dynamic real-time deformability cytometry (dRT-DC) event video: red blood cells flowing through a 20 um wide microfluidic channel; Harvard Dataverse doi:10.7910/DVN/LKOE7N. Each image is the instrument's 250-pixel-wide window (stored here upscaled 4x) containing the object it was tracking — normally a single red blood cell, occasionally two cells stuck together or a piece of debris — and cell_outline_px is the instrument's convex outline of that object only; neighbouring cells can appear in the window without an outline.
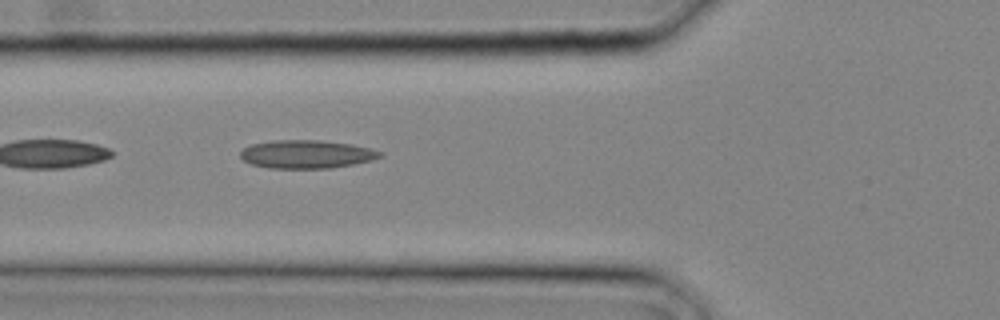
{"species": "common noctule bat (a hibernating species)", "species_latin": "Nyctalus noctula", "temperature_condition": "cold", "stored_images_in_passage": 7, "camera_frame_rate_fps": 3000, "um_per_image_px": 0.085, "animal": {"sex": "male", "body_mass_g": 20.4}, "frame": {"image": 1, "passage_image": 6, "time_ms": 1.667, "image_size_px": [1000, 320], "cell_outline_px": [[384, 156], [372, 160], [332, 168], [268, 168], [252, 164], [244, 160], [240, 156], [240, 152], [244, 148], [252, 144], [272, 140], [316, 140], [348, 144], [372, 148], [384, 152]], "centroid_in_image_um": [26.08, 13.11], "position_along_channel_um": 99.7, "area_um2": 22.95}}